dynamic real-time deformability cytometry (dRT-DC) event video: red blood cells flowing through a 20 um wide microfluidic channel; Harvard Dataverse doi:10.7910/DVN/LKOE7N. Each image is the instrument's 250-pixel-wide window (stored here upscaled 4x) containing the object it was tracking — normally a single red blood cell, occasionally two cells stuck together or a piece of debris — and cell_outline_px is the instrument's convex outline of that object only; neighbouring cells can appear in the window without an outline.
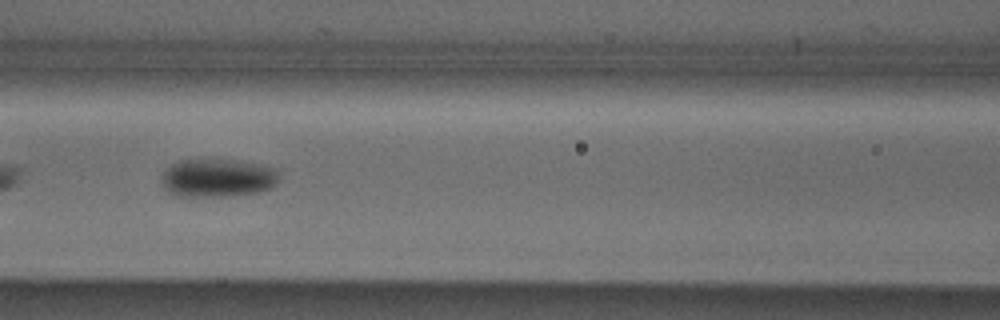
{"species": "Egyptian fruit bat (a non-hibernating species)", "species_latin": "Rousettus aegyptiacus", "temperature_condition": "cold", "stored_images_in_passage": 26, "camera_frame_rate_fps": 3000, "um_per_image_px": 0.085, "animal": {"sex": "male"}, "frame": {"image": 1, "passage_image": 8, "time_ms": 2.333, "image_size_px": [1000, 320], "cell_outline_px": [[276, 184], [260, 192], [228, 196], [176, 196], [168, 192], [160, 184], [160, 180], [164, 172], [172, 164], [180, 160], [204, 156], [212, 156], [236, 160], [256, 164], [272, 168], [276, 172]], "centroid_in_image_um": [18.39, 15.08], "position_along_channel_um": 148.2, "area_um2": 26.82}}
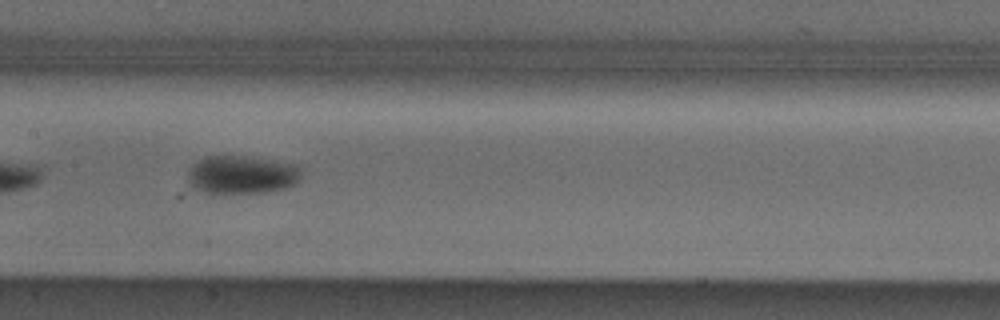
{"frame": {"image": 2, "passage_image": 11, "time_ms": 3.333, "image_size_px": [1000, 320], "cell_outline_px": [[300, 180], [296, 184], [284, 188], [264, 192], [204, 192], [192, 188], [188, 184], [188, 172], [192, 164], [196, 160], [204, 156], [244, 156], [292, 164], [300, 168]], "centroid_in_image_um": [20.49, 14.84], "position_along_channel_um": 186.9, "area_um2": 25.09}, "authors_computed_cell_mechanics": {"area_um2": 25.5187, "velocity_mm_per_s": 3.8867, "shape_relaxation_time_tau1_ms": 2.1848, "shape_relaxation_time_tau2_ms": null, "deformation_change_tau1": 0.088, "deformation_change_tau2": null}}